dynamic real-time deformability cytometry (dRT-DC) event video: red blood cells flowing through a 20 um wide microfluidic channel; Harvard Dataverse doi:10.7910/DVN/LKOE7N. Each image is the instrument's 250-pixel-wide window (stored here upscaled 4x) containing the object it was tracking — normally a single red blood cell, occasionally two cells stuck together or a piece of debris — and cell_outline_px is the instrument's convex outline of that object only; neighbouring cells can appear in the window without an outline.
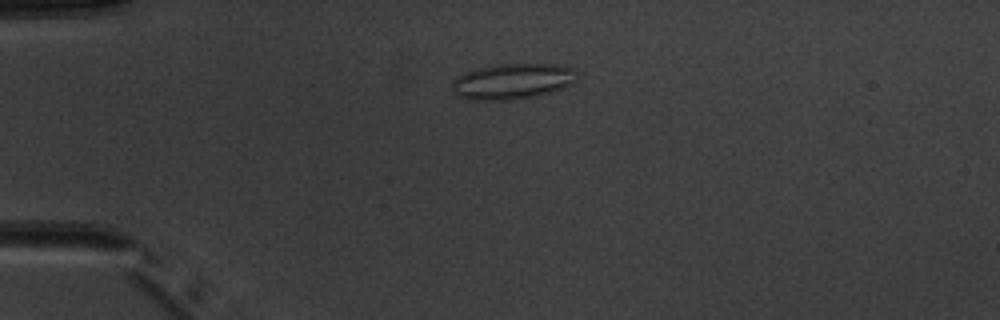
{"species": "common noctule bat (a hibernating species)", "species_latin": "Nyctalus noctula", "temperature_condition": "warm", "stored_images_in_passage": 5, "camera_frame_rate_fps": 3000, "um_per_image_px": 0.085, "animal": {"sex": "male", "body_mass_g": 20.1, "forearm_length_mm": 53.5}, "frame": {"image": 1, "passage_image": 4, "time_ms": 3.667, "image_size_px": [1000, 320], "cell_outline_px": [[580, 76], [572, 84], [552, 92], [536, 96], [516, 100], [468, 100], [456, 96], [452, 92], [452, 80], [464, 72], [476, 68], [500, 64], [552, 64], [576, 68]], "centroid_in_image_um": [43.57, 6.92], "position_along_channel_um": 41.4, "area_um2": 26.59}}